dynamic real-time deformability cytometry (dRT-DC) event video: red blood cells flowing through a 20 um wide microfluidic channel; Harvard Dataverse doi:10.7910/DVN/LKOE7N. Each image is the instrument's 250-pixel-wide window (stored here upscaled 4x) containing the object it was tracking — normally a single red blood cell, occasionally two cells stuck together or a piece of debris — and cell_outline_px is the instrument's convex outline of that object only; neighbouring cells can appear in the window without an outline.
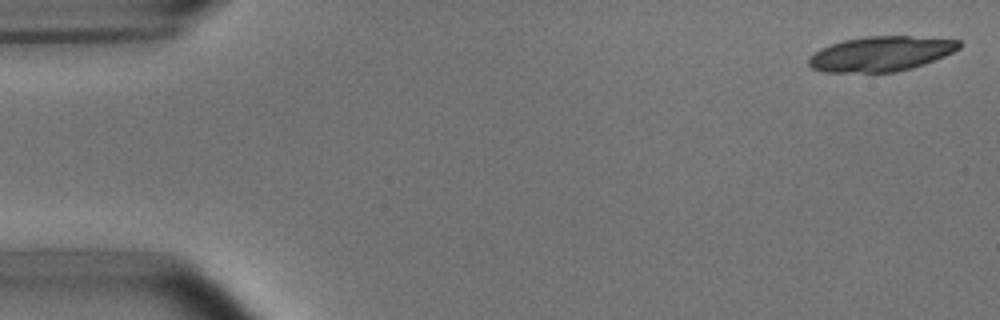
{"species": "common noctule bat (a hibernating species)", "species_latin": "Nyctalus noctula", "temperature_condition": "room temperature", "stored_images_in_passage": 53, "camera_frame_rate_fps": 3000, "um_per_image_px": 0.085, "animal": {"sex": "male", "body_mass_g": 15.6}, "frame": {"image": 1, "passage_image": 1, "time_ms": 0.0, "image_size_px": [1000, 320], "cell_outline_px": [[964, 44], [960, 48], [944, 56], [924, 64], [912, 68], [896, 72], [824, 72], [812, 68], [808, 64], [808, 56], [820, 48], [844, 40], [864, 36], [908, 36], [960, 40]], "centroid_in_image_um": [74.87, 4.57], "position_along_channel_um": 10.1, "area_um2": 30.69}}
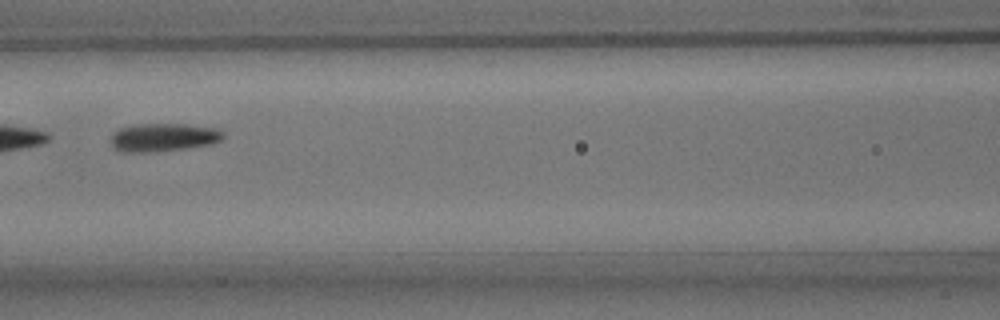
{"frame": {"image": 2, "passage_image": 23, "time_ms": 7.333, "image_size_px": [1000, 320], "cell_outline_px": [[224, 136], [220, 140], [212, 144], [188, 148], [152, 152], [120, 152], [112, 148], [112, 132], [120, 128], [136, 124], [184, 124], [220, 128], [224, 132]], "centroid_in_image_um": [13.9, 11.67], "position_along_channel_um": 152.7, "area_um2": 18.73}}
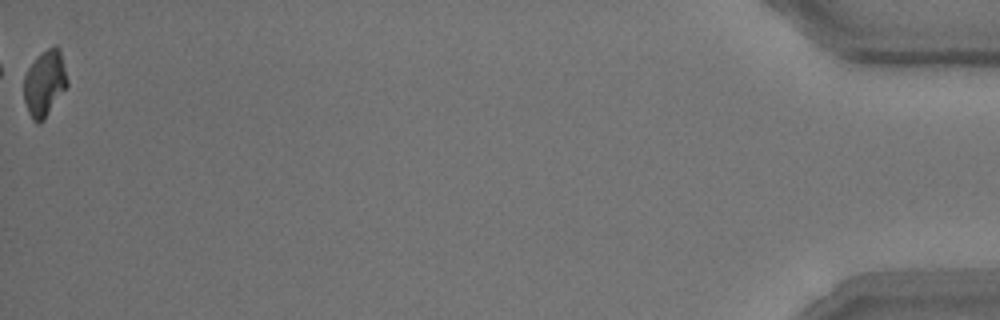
{"frame": {"image": 3, "passage_image": 53, "time_ms": 17.333, "image_size_px": [1000, 320], "cell_outline_px": [[68, 84], [44, 120], [32, 120], [28, 112], [24, 100], [24, 76], [28, 68], [36, 56], [40, 52], [56, 44], [60, 48], [68, 80]], "centroid_in_image_um": [3.8, 7.02], "position_along_channel_um": 431.4, "area_um2": 16.7}, "authors_computed_cell_mechanics": {"area_um2": 18.3226, "velocity_mm_per_s": 3.7339, "shape_relaxation_time_tau1_ms": 3.9078, "shape_relaxation_time_tau2_ms": 4.6164, "deformation_change_tau1": 0.1166, "deformation_change_tau2": 0.1162}}